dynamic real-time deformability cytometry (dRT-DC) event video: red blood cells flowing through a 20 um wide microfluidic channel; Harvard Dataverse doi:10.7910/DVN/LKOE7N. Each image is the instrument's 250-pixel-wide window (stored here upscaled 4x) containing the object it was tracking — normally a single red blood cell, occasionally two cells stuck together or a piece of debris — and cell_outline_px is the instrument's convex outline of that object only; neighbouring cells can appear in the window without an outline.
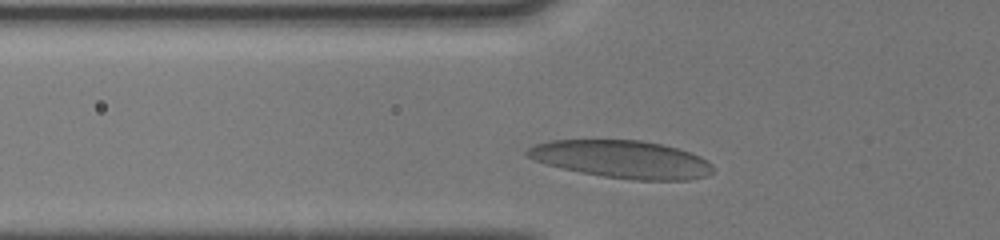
{"species": "human", "species_latin": "Homo sapiens", "temperature_condition": "cold", "stored_images_in_passage": 4, "camera_frame_rate_fps": 3000, "um_per_image_px": 0.085, "donor": {"sex": "male"}, "frame": {"image": 1, "passage_image": 3, "time_ms": 1.0, "image_size_px": [1000, 240], "cell_outline_px": [[712, 172], [708, 176], [688, 180], [632, 180], [604, 176], [580, 172], [548, 164], [536, 160], [528, 156], [524, 152], [528, 148], [536, 144], [552, 140], [640, 140], [660, 144], [676, 148], [700, 156], [708, 160], [712, 164]], "centroid_in_image_um": [52.9, 13.54], "position_along_channel_um": 72.9, "area_um2": 40.46}}